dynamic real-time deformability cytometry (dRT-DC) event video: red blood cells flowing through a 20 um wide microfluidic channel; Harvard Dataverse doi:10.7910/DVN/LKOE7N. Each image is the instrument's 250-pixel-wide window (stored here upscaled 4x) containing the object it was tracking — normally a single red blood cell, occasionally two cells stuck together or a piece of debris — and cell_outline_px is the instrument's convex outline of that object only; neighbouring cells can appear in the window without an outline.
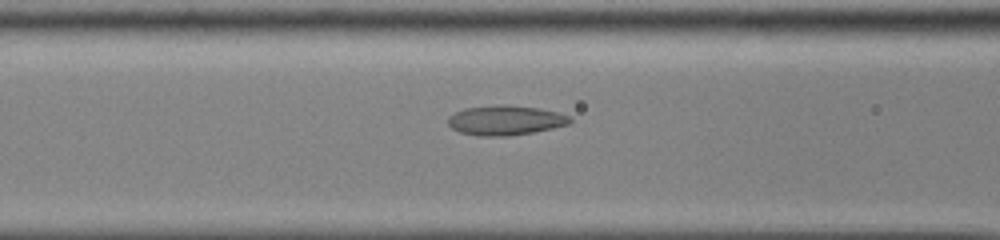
{"species": "common noctule bat (a hibernating species)", "species_latin": "Nyctalus noctula", "temperature_condition": "cold", "stored_images_in_passage": 54, "camera_frame_rate_fps": 3000, "um_per_image_px": 0.085, "animal": {"sex": "male", "body_mass_g": 13.0, "forearm_length_mm": 53.1}, "frame": {"image": 1, "passage_image": 24, "time_ms": 7.667, "image_size_px": [1000, 240], "cell_outline_px": [[572, 120], [568, 124], [552, 128], [532, 132], [508, 136], [476, 136], [460, 132], [452, 128], [448, 124], [448, 116], [464, 108], [504, 104], [508, 104], [540, 108], [556, 112], [568, 116]], "centroid_in_image_um": [42.93, 10.22], "position_along_channel_um": 123.7, "area_um2": 21.1}}
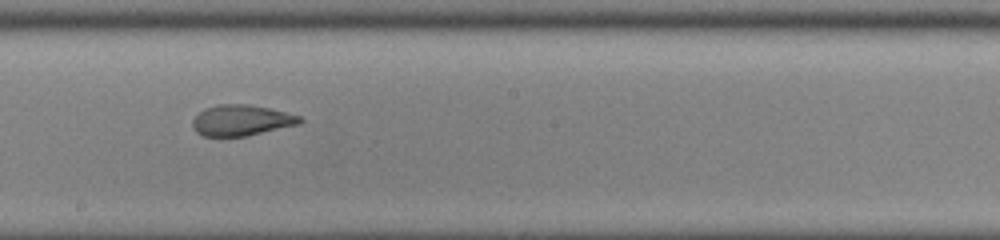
{"frame": {"image": 2, "passage_image": 32, "time_ms": 10.333, "image_size_px": [1000, 240], "cell_outline_px": [[304, 120], [300, 124], [244, 136], [204, 136], [196, 132], [192, 128], [192, 120], [204, 108], [216, 104], [248, 104], [268, 108], [300, 116]], "centroid_in_image_um": [20.49, 10.22], "position_along_channel_um": 227.7, "area_um2": 19.19}}
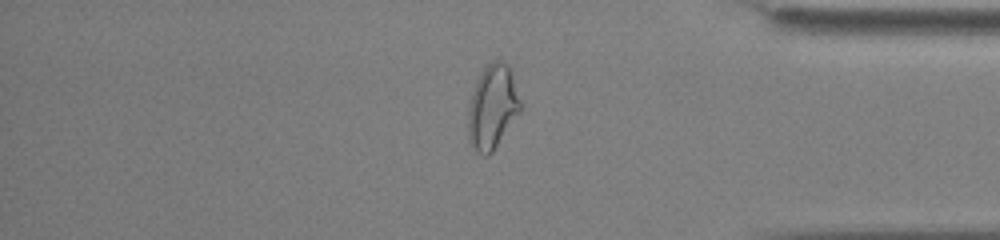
{"frame": {"image": 3, "passage_image": 46, "time_ms": 15.0, "image_size_px": [1000, 240], "cell_outline_px": [[520, 112], [492, 152], [488, 156], [484, 156], [468, 140], [468, 104], [476, 80], [480, 72], [492, 60], [500, 60], [508, 64], [520, 100]], "centroid_in_image_um": [41.84, 9.07], "position_along_channel_um": 393.4, "area_um2": 25.37}, "authors_computed_cell_mechanics": {"area_um2": 23.0911, "velocity_mm_per_s": 3.9008, "shape_relaxation_time_tau1_ms": null, "shape_relaxation_time_tau2_ms": 1.5335, "deformation_change_tau1": null, "deformation_change_tau2": 0.0805}}